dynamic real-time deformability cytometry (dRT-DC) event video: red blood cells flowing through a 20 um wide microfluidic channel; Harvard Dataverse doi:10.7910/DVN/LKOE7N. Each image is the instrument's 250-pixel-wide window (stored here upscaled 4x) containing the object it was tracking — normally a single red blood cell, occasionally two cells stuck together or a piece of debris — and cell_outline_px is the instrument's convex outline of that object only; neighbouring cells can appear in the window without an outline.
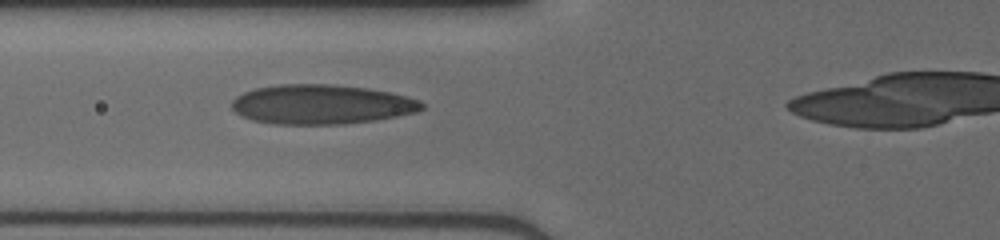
{"species": "human", "species_latin": "Homo sapiens", "temperature_condition": "cold", "stored_images_in_passage": 2, "camera_frame_rate_fps": 3000, "um_per_image_px": 0.085, "donor": {"sex": "male"}, "frame": {"image": 1, "passage_image": 2, "time_ms": 0.333, "image_size_px": [1000, 240], "cell_outline_px": [[424, 108], [416, 112], [396, 116], [372, 120], [344, 124], [276, 124], [252, 120], [236, 112], [232, 108], [232, 100], [236, 96], [244, 92], [256, 88], [280, 84], [328, 84], [368, 88], [408, 96], [420, 100], [424, 104]], "centroid_in_image_um": [27.33, 8.87], "position_along_channel_um": 98.5, "area_um2": 43.64}}